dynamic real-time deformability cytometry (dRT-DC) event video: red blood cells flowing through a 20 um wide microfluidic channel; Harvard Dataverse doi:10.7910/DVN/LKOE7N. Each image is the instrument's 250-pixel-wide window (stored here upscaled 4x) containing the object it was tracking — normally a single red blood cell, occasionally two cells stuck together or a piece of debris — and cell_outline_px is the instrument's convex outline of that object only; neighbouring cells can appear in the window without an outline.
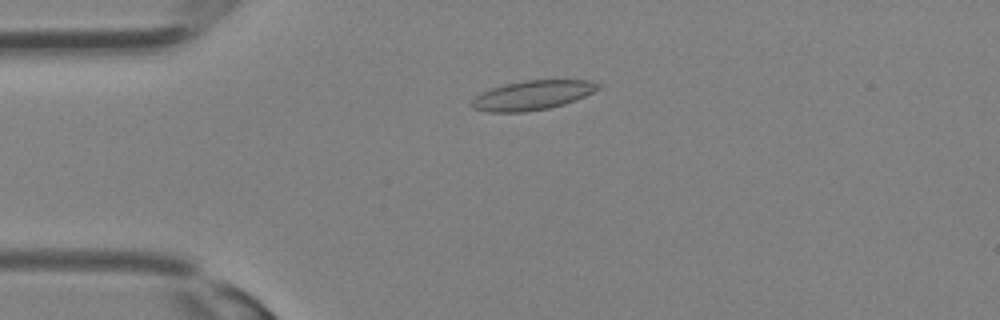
{"species": "Egyptian fruit bat (a non-hibernating species)", "species_latin": "Rousettus aegyptiacus", "temperature_condition": "room temperature", "stored_images_in_passage": 28, "camera_frame_rate_fps": 3000, "um_per_image_px": 0.085, "animal": {"sex": "female"}, "frame": {"image": 1, "passage_image": 3, "time_ms": 0.667, "image_size_px": [1000, 320], "cell_outline_px": [[600, 88], [576, 100], [564, 104], [548, 108], [524, 112], [488, 112], [472, 108], [468, 104], [476, 96], [492, 88], [504, 84], [524, 80], [592, 80], [600, 84]], "centroid_in_image_um": [45.24, 8.09], "position_along_channel_um": 39.8, "area_um2": 21.62}}
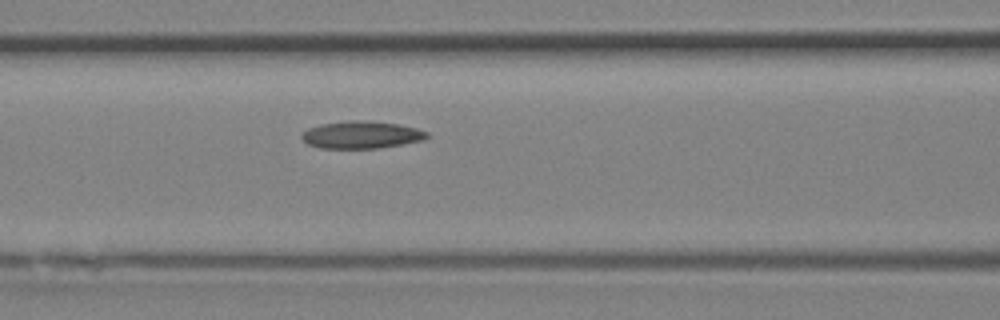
{"frame": {"image": 2, "passage_image": 9, "time_ms": 2.667, "image_size_px": [1000, 320], "cell_outline_px": [[428, 136], [424, 140], [380, 148], [320, 148], [308, 144], [300, 136], [308, 128], [320, 124], [352, 120], [372, 120], [400, 124], [416, 128], [428, 132]], "centroid_in_image_um": [30.74, 11.45], "position_along_channel_um": 135.9, "area_um2": 20.06}}
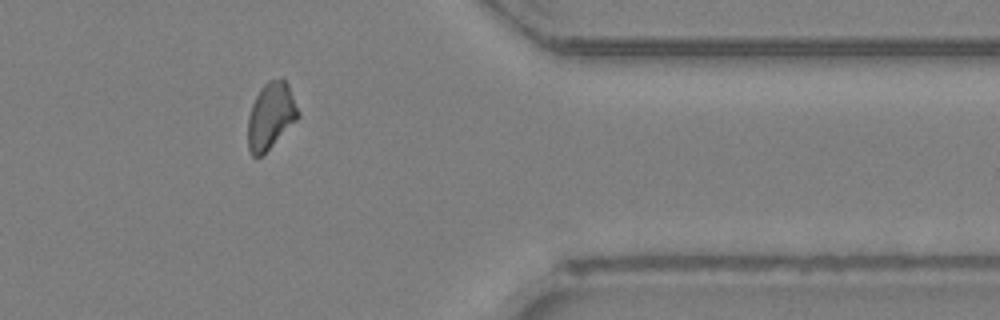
{"frame": {"image": 3, "passage_image": 22, "time_ms": 7.0, "image_size_px": [1000, 320], "cell_outline_px": [[300, 116], [260, 156], [252, 156], [248, 148], [248, 116], [252, 104], [260, 88], [268, 80], [284, 80], [288, 84], [300, 112]], "centroid_in_image_um": [23.0, 9.82], "position_along_channel_um": 388.4, "area_um2": 19.02}}